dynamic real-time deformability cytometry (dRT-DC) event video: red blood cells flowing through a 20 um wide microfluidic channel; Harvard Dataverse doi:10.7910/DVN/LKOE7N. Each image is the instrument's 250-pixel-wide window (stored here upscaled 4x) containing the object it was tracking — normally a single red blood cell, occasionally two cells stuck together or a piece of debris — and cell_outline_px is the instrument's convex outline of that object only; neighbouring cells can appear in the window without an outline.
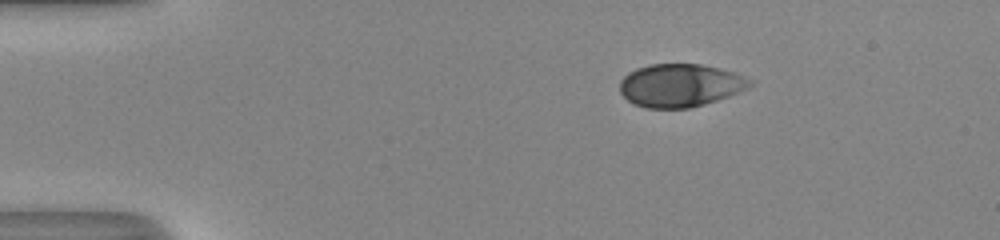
{"species": "human", "species_latin": "Homo sapiens", "temperature_condition": "room temperature", "stored_images_in_passage": 43, "camera_frame_rate_fps": 3000, "um_per_image_px": 0.085, "donor": {"sex": "male"}, "frame": {"image": 1, "passage_image": 1, "time_ms": 0.0, "image_size_px": [1000, 240], "cell_outline_px": [[752, 84], [748, 88], [728, 96], [704, 104], [688, 108], [644, 108], [632, 104], [620, 92], [620, 80], [628, 72], [636, 68], [648, 64], [700, 64], [720, 68], [736, 72], [752, 80]], "centroid_in_image_um": [57.8, 7.25], "position_along_channel_um": 27.2, "area_um2": 32.77}}
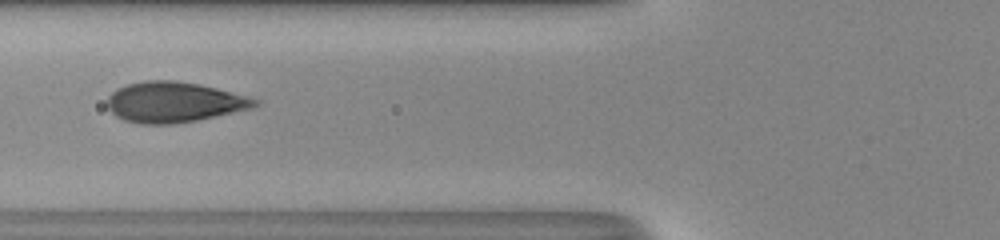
{"frame": {"image": 2, "passage_image": 13, "time_ms": 4.0, "image_size_px": [1000, 240], "cell_outline_px": [[260, 104], [252, 108], [196, 120], [172, 124], [140, 124], [124, 120], [116, 116], [108, 108], [108, 96], [116, 88], [128, 84], [144, 80], [176, 80], [200, 84], [248, 96], [260, 100]], "centroid_in_image_um": [14.79, 8.67], "position_along_channel_um": 111.0, "area_um2": 34.8}}
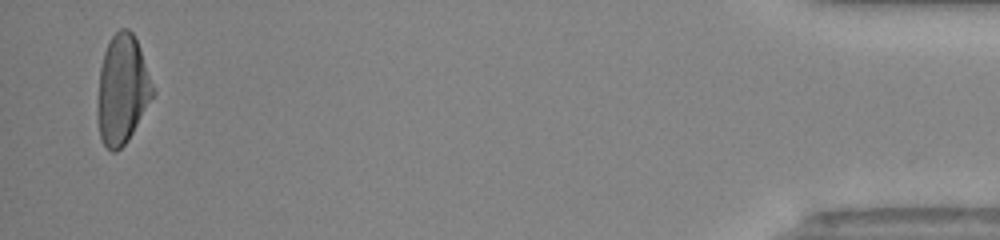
{"frame": {"image": 3, "passage_image": 42, "time_ms": 13.667, "image_size_px": [1000, 240], "cell_outline_px": [[156, 92], [128, 140], [116, 152], [112, 152], [104, 144], [100, 136], [96, 112], [96, 108], [100, 68], [104, 52], [112, 36], [120, 28], [128, 28], [132, 32], [140, 48]], "centroid_in_image_um": [10.39, 7.62], "position_along_channel_um": 424.8, "area_um2": 35.14}, "authors_computed_cell_mechanics": {"area_um2": 34.5644, "velocity_mm_per_s": 4.1251, "shape_relaxation_time_tau1_ms": 3.7615, "shape_relaxation_time_tau2_ms": null, "deformation_change_tau1": 0.2157, "deformation_change_tau2": null}}